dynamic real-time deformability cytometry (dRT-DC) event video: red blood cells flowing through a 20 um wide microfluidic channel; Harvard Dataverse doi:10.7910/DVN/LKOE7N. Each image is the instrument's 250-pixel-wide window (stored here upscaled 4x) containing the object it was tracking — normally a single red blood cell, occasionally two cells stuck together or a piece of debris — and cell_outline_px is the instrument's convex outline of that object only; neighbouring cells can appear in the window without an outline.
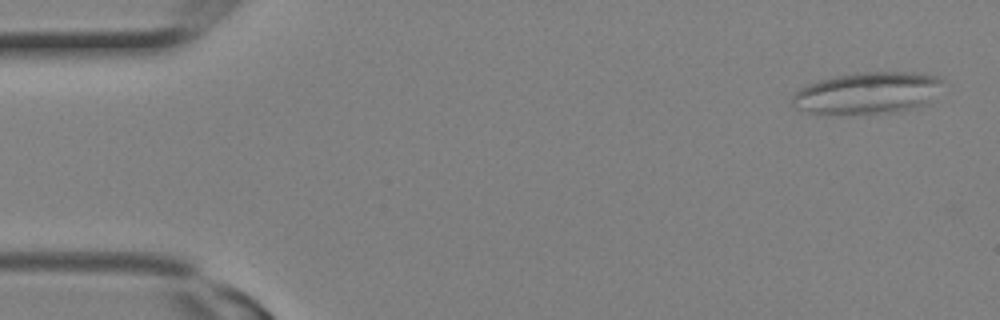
{"species": "Egyptian fruit bat (a non-hibernating species)", "species_latin": "Rousettus aegyptiacus", "temperature_condition": "room temperature", "stored_images_in_passage": 3, "camera_frame_rate_fps": 3000, "um_per_image_px": 0.085, "animal": {"sex": "female"}, "frame": {"image": 1, "passage_image": 1, "time_ms": 0.0, "image_size_px": [1000, 320], "cell_outline_px": [[944, 80], [928, 104], [916, 108], [896, 112], [808, 112], [796, 108], [792, 104], [792, 96], [800, 88], [808, 84], [832, 76], [856, 72], [916, 72], [940, 76]], "centroid_in_image_um": [73.79, 7.86], "position_along_channel_um": 11.2, "area_um2": 36.24}}